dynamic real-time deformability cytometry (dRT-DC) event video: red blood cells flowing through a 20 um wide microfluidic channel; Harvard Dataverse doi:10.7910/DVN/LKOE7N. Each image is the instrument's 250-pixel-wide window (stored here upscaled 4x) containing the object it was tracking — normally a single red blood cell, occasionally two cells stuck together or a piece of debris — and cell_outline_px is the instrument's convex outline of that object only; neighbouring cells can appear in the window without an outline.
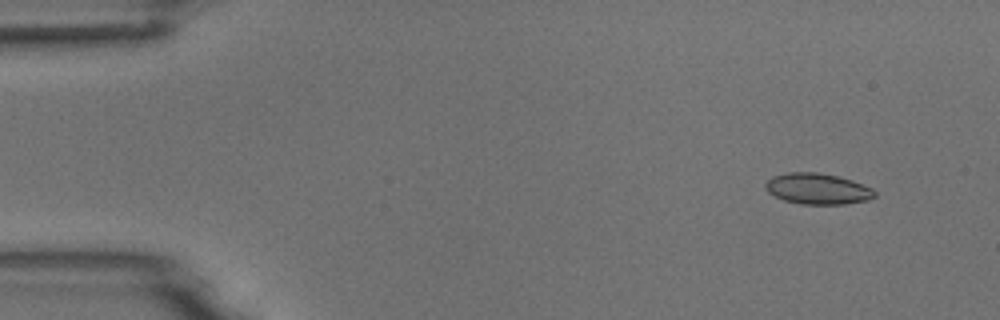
{"species": "common noctule bat (a hibernating species)", "species_latin": "Nyctalus noctula", "temperature_condition": "room temperature", "stored_images_in_passage": 5, "camera_frame_rate_fps": 3000, "um_per_image_px": 0.085, "animal": {"sex": "male", "body_mass_g": 18.8}, "frame": {"image": 1, "passage_image": 2, "time_ms": 0.333, "image_size_px": [1000, 320], "cell_outline_px": [[876, 196], [868, 200], [844, 204], [800, 204], [784, 200], [768, 192], [764, 188], [764, 184], [772, 176], [788, 172], [816, 172], [840, 176], [852, 180], [872, 188], [876, 192]], "centroid_in_image_um": [69.49, 16.04], "position_along_channel_um": 15.5, "area_um2": 19.83}}
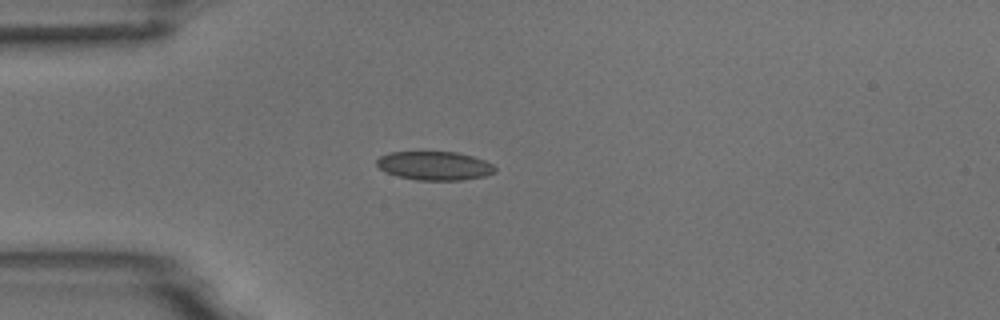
{"frame": {"image": 2, "passage_image": 4, "time_ms": 1.0, "image_size_px": [1000, 320], "cell_outline_px": [[496, 172], [484, 176], [460, 180], [416, 180], [396, 176], [384, 172], [376, 164], [376, 160], [380, 156], [388, 152], [456, 152], [472, 156], [484, 160], [492, 164], [496, 168]], "centroid_in_image_um": [36.91, 14.09], "position_along_channel_um": 48.1, "area_um2": 19.88}}